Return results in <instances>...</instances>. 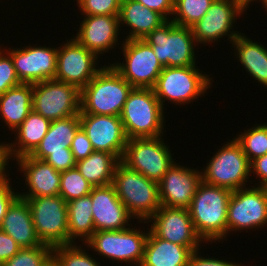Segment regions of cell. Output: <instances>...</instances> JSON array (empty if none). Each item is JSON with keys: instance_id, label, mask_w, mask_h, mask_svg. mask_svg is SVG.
Instances as JSON below:
<instances>
[{"instance_id": "cell-1", "label": "cell", "mask_w": 267, "mask_h": 266, "mask_svg": "<svg viewBox=\"0 0 267 266\" xmlns=\"http://www.w3.org/2000/svg\"><path fill=\"white\" fill-rule=\"evenodd\" d=\"M232 191L205 183L203 180L188 208L197 234L206 243L227 238V209Z\"/></svg>"}, {"instance_id": "cell-2", "label": "cell", "mask_w": 267, "mask_h": 266, "mask_svg": "<svg viewBox=\"0 0 267 266\" xmlns=\"http://www.w3.org/2000/svg\"><path fill=\"white\" fill-rule=\"evenodd\" d=\"M133 86L108 63L81 90L80 113L119 116Z\"/></svg>"}, {"instance_id": "cell-3", "label": "cell", "mask_w": 267, "mask_h": 266, "mask_svg": "<svg viewBox=\"0 0 267 266\" xmlns=\"http://www.w3.org/2000/svg\"><path fill=\"white\" fill-rule=\"evenodd\" d=\"M112 184L128 213L139 222H147L161 207L158 183L121 160L116 165Z\"/></svg>"}, {"instance_id": "cell-4", "label": "cell", "mask_w": 267, "mask_h": 266, "mask_svg": "<svg viewBox=\"0 0 267 266\" xmlns=\"http://www.w3.org/2000/svg\"><path fill=\"white\" fill-rule=\"evenodd\" d=\"M164 113L153 88L133 87L120 115L127 138L163 136Z\"/></svg>"}, {"instance_id": "cell-5", "label": "cell", "mask_w": 267, "mask_h": 266, "mask_svg": "<svg viewBox=\"0 0 267 266\" xmlns=\"http://www.w3.org/2000/svg\"><path fill=\"white\" fill-rule=\"evenodd\" d=\"M153 49L163 67L197 66L194 52L199 47L192 28L166 20L144 39ZM196 55V57H195Z\"/></svg>"}, {"instance_id": "cell-6", "label": "cell", "mask_w": 267, "mask_h": 266, "mask_svg": "<svg viewBox=\"0 0 267 266\" xmlns=\"http://www.w3.org/2000/svg\"><path fill=\"white\" fill-rule=\"evenodd\" d=\"M198 66L163 67L155 86V96L164 108L165 101L175 105L191 104L207 94L213 85L212 78ZM206 92V93H205Z\"/></svg>"}, {"instance_id": "cell-7", "label": "cell", "mask_w": 267, "mask_h": 266, "mask_svg": "<svg viewBox=\"0 0 267 266\" xmlns=\"http://www.w3.org/2000/svg\"><path fill=\"white\" fill-rule=\"evenodd\" d=\"M251 162L234 138L219 147L201 170L202 180L210 185L235 191L245 188L251 178Z\"/></svg>"}, {"instance_id": "cell-8", "label": "cell", "mask_w": 267, "mask_h": 266, "mask_svg": "<svg viewBox=\"0 0 267 266\" xmlns=\"http://www.w3.org/2000/svg\"><path fill=\"white\" fill-rule=\"evenodd\" d=\"M147 229L146 232L145 230L143 232L141 228L137 229L135 224V227L131 225L129 228L118 231H95L83 245L106 259L125 262L131 266H140L149 226Z\"/></svg>"}, {"instance_id": "cell-9", "label": "cell", "mask_w": 267, "mask_h": 266, "mask_svg": "<svg viewBox=\"0 0 267 266\" xmlns=\"http://www.w3.org/2000/svg\"><path fill=\"white\" fill-rule=\"evenodd\" d=\"M169 146L163 136L131 138L128 139L121 161L158 183L176 160Z\"/></svg>"}, {"instance_id": "cell-10", "label": "cell", "mask_w": 267, "mask_h": 266, "mask_svg": "<svg viewBox=\"0 0 267 266\" xmlns=\"http://www.w3.org/2000/svg\"><path fill=\"white\" fill-rule=\"evenodd\" d=\"M26 199L40 241L50 247L69 244L67 202L60 196Z\"/></svg>"}, {"instance_id": "cell-11", "label": "cell", "mask_w": 267, "mask_h": 266, "mask_svg": "<svg viewBox=\"0 0 267 266\" xmlns=\"http://www.w3.org/2000/svg\"><path fill=\"white\" fill-rule=\"evenodd\" d=\"M249 6L245 0H214L206 14L191 27L197 45L218 43L223 37H228L232 43L241 34V31L233 30L236 20Z\"/></svg>"}, {"instance_id": "cell-12", "label": "cell", "mask_w": 267, "mask_h": 266, "mask_svg": "<svg viewBox=\"0 0 267 266\" xmlns=\"http://www.w3.org/2000/svg\"><path fill=\"white\" fill-rule=\"evenodd\" d=\"M123 63L111 65L133 87L153 88L163 70L152 47L143 39L122 40Z\"/></svg>"}, {"instance_id": "cell-13", "label": "cell", "mask_w": 267, "mask_h": 266, "mask_svg": "<svg viewBox=\"0 0 267 266\" xmlns=\"http://www.w3.org/2000/svg\"><path fill=\"white\" fill-rule=\"evenodd\" d=\"M255 186L232 192L227 209V236L229 232L267 226V187Z\"/></svg>"}, {"instance_id": "cell-14", "label": "cell", "mask_w": 267, "mask_h": 266, "mask_svg": "<svg viewBox=\"0 0 267 266\" xmlns=\"http://www.w3.org/2000/svg\"><path fill=\"white\" fill-rule=\"evenodd\" d=\"M81 90L72 84L50 79L33 84L32 110L50 121L80 113Z\"/></svg>"}, {"instance_id": "cell-15", "label": "cell", "mask_w": 267, "mask_h": 266, "mask_svg": "<svg viewBox=\"0 0 267 266\" xmlns=\"http://www.w3.org/2000/svg\"><path fill=\"white\" fill-rule=\"evenodd\" d=\"M58 47L55 80L82 90L103 68L100 58L81 45L74 37ZM97 66V67H96Z\"/></svg>"}, {"instance_id": "cell-16", "label": "cell", "mask_w": 267, "mask_h": 266, "mask_svg": "<svg viewBox=\"0 0 267 266\" xmlns=\"http://www.w3.org/2000/svg\"><path fill=\"white\" fill-rule=\"evenodd\" d=\"M149 222L150 230L157 237L186 246L192 252L199 250L202 242L206 244L197 234L188 209L161 205L147 222L140 223Z\"/></svg>"}, {"instance_id": "cell-17", "label": "cell", "mask_w": 267, "mask_h": 266, "mask_svg": "<svg viewBox=\"0 0 267 266\" xmlns=\"http://www.w3.org/2000/svg\"><path fill=\"white\" fill-rule=\"evenodd\" d=\"M13 59L21 83L36 84L55 78L58 47L28 45L4 48Z\"/></svg>"}, {"instance_id": "cell-18", "label": "cell", "mask_w": 267, "mask_h": 266, "mask_svg": "<svg viewBox=\"0 0 267 266\" xmlns=\"http://www.w3.org/2000/svg\"><path fill=\"white\" fill-rule=\"evenodd\" d=\"M79 117L94 151L108 152L120 161L128 142L121 118L95 114H79Z\"/></svg>"}, {"instance_id": "cell-19", "label": "cell", "mask_w": 267, "mask_h": 266, "mask_svg": "<svg viewBox=\"0 0 267 266\" xmlns=\"http://www.w3.org/2000/svg\"><path fill=\"white\" fill-rule=\"evenodd\" d=\"M179 164L175 161L158 182L159 199L162 206L188 209L202 181V173Z\"/></svg>"}, {"instance_id": "cell-20", "label": "cell", "mask_w": 267, "mask_h": 266, "mask_svg": "<svg viewBox=\"0 0 267 266\" xmlns=\"http://www.w3.org/2000/svg\"><path fill=\"white\" fill-rule=\"evenodd\" d=\"M90 196L95 231H118L132 225L129 221L134 218L117 196L112 183L93 187Z\"/></svg>"}, {"instance_id": "cell-21", "label": "cell", "mask_w": 267, "mask_h": 266, "mask_svg": "<svg viewBox=\"0 0 267 266\" xmlns=\"http://www.w3.org/2000/svg\"><path fill=\"white\" fill-rule=\"evenodd\" d=\"M82 19L76 36L72 37L98 58L114 49L120 38L119 16L91 15Z\"/></svg>"}, {"instance_id": "cell-22", "label": "cell", "mask_w": 267, "mask_h": 266, "mask_svg": "<svg viewBox=\"0 0 267 266\" xmlns=\"http://www.w3.org/2000/svg\"><path fill=\"white\" fill-rule=\"evenodd\" d=\"M17 161L18 170L23 174L27 192H18L22 198L44 197L59 195L61 172L55 170L44 160L29 155L22 156Z\"/></svg>"}, {"instance_id": "cell-23", "label": "cell", "mask_w": 267, "mask_h": 266, "mask_svg": "<svg viewBox=\"0 0 267 266\" xmlns=\"http://www.w3.org/2000/svg\"><path fill=\"white\" fill-rule=\"evenodd\" d=\"M0 230L11 236L21 248L43 245L34 228L30 207L26 199L17 197L9 206Z\"/></svg>"}, {"instance_id": "cell-24", "label": "cell", "mask_w": 267, "mask_h": 266, "mask_svg": "<svg viewBox=\"0 0 267 266\" xmlns=\"http://www.w3.org/2000/svg\"><path fill=\"white\" fill-rule=\"evenodd\" d=\"M166 19L158 12L144 7L135 0H121L119 23L130 29L124 40L144 39L163 24Z\"/></svg>"}, {"instance_id": "cell-25", "label": "cell", "mask_w": 267, "mask_h": 266, "mask_svg": "<svg viewBox=\"0 0 267 266\" xmlns=\"http://www.w3.org/2000/svg\"><path fill=\"white\" fill-rule=\"evenodd\" d=\"M50 123V120L32 110L23 123L14 130L16 139L13 143L7 144L9 160L30 155L48 132Z\"/></svg>"}, {"instance_id": "cell-26", "label": "cell", "mask_w": 267, "mask_h": 266, "mask_svg": "<svg viewBox=\"0 0 267 266\" xmlns=\"http://www.w3.org/2000/svg\"><path fill=\"white\" fill-rule=\"evenodd\" d=\"M80 127L79 115L51 121L48 132L29 156L44 160L51 153L71 152L72 140Z\"/></svg>"}, {"instance_id": "cell-27", "label": "cell", "mask_w": 267, "mask_h": 266, "mask_svg": "<svg viewBox=\"0 0 267 266\" xmlns=\"http://www.w3.org/2000/svg\"><path fill=\"white\" fill-rule=\"evenodd\" d=\"M192 253L188 247L161 239L149 229L140 266H188Z\"/></svg>"}, {"instance_id": "cell-28", "label": "cell", "mask_w": 267, "mask_h": 266, "mask_svg": "<svg viewBox=\"0 0 267 266\" xmlns=\"http://www.w3.org/2000/svg\"><path fill=\"white\" fill-rule=\"evenodd\" d=\"M33 84L21 83L0 95V116L10 131L17 129L32 111Z\"/></svg>"}, {"instance_id": "cell-29", "label": "cell", "mask_w": 267, "mask_h": 266, "mask_svg": "<svg viewBox=\"0 0 267 266\" xmlns=\"http://www.w3.org/2000/svg\"><path fill=\"white\" fill-rule=\"evenodd\" d=\"M242 32L232 41V50L238 62L258 84L267 87V47L247 38Z\"/></svg>"}, {"instance_id": "cell-30", "label": "cell", "mask_w": 267, "mask_h": 266, "mask_svg": "<svg viewBox=\"0 0 267 266\" xmlns=\"http://www.w3.org/2000/svg\"><path fill=\"white\" fill-rule=\"evenodd\" d=\"M67 219L69 244L85 243L95 232L90 194L67 202Z\"/></svg>"}, {"instance_id": "cell-31", "label": "cell", "mask_w": 267, "mask_h": 266, "mask_svg": "<svg viewBox=\"0 0 267 266\" xmlns=\"http://www.w3.org/2000/svg\"><path fill=\"white\" fill-rule=\"evenodd\" d=\"M118 162L113 154L93 151L87 158L77 161L75 167L93 187H97L113 182Z\"/></svg>"}, {"instance_id": "cell-32", "label": "cell", "mask_w": 267, "mask_h": 266, "mask_svg": "<svg viewBox=\"0 0 267 266\" xmlns=\"http://www.w3.org/2000/svg\"><path fill=\"white\" fill-rule=\"evenodd\" d=\"M213 2L214 0H174L171 20L177 25L191 28L206 14Z\"/></svg>"}, {"instance_id": "cell-33", "label": "cell", "mask_w": 267, "mask_h": 266, "mask_svg": "<svg viewBox=\"0 0 267 266\" xmlns=\"http://www.w3.org/2000/svg\"><path fill=\"white\" fill-rule=\"evenodd\" d=\"M235 139L242 146L243 152L251 162L257 157L267 154V123H258L251 128L244 129Z\"/></svg>"}, {"instance_id": "cell-34", "label": "cell", "mask_w": 267, "mask_h": 266, "mask_svg": "<svg viewBox=\"0 0 267 266\" xmlns=\"http://www.w3.org/2000/svg\"><path fill=\"white\" fill-rule=\"evenodd\" d=\"M76 243L53 247L52 257L59 266H101V262ZM92 256V257H91Z\"/></svg>"}, {"instance_id": "cell-35", "label": "cell", "mask_w": 267, "mask_h": 266, "mask_svg": "<svg viewBox=\"0 0 267 266\" xmlns=\"http://www.w3.org/2000/svg\"><path fill=\"white\" fill-rule=\"evenodd\" d=\"M92 188L76 167L61 172L59 195L66 202L89 195Z\"/></svg>"}, {"instance_id": "cell-36", "label": "cell", "mask_w": 267, "mask_h": 266, "mask_svg": "<svg viewBox=\"0 0 267 266\" xmlns=\"http://www.w3.org/2000/svg\"><path fill=\"white\" fill-rule=\"evenodd\" d=\"M53 248L45 244L34 248H21L1 266H44L52 257Z\"/></svg>"}, {"instance_id": "cell-37", "label": "cell", "mask_w": 267, "mask_h": 266, "mask_svg": "<svg viewBox=\"0 0 267 266\" xmlns=\"http://www.w3.org/2000/svg\"><path fill=\"white\" fill-rule=\"evenodd\" d=\"M80 14L119 16L121 0H76Z\"/></svg>"}, {"instance_id": "cell-38", "label": "cell", "mask_w": 267, "mask_h": 266, "mask_svg": "<svg viewBox=\"0 0 267 266\" xmlns=\"http://www.w3.org/2000/svg\"><path fill=\"white\" fill-rule=\"evenodd\" d=\"M20 84L21 82L15 72L13 59L6 50L4 51L3 48H0V95Z\"/></svg>"}, {"instance_id": "cell-39", "label": "cell", "mask_w": 267, "mask_h": 266, "mask_svg": "<svg viewBox=\"0 0 267 266\" xmlns=\"http://www.w3.org/2000/svg\"><path fill=\"white\" fill-rule=\"evenodd\" d=\"M70 149L76 161L87 158L94 151L91 141L82 127L77 130Z\"/></svg>"}, {"instance_id": "cell-40", "label": "cell", "mask_w": 267, "mask_h": 266, "mask_svg": "<svg viewBox=\"0 0 267 266\" xmlns=\"http://www.w3.org/2000/svg\"><path fill=\"white\" fill-rule=\"evenodd\" d=\"M8 176L10 175L8 174L4 178L0 179V225L9 206L18 197V191H14V188L10 185L11 178Z\"/></svg>"}, {"instance_id": "cell-41", "label": "cell", "mask_w": 267, "mask_h": 266, "mask_svg": "<svg viewBox=\"0 0 267 266\" xmlns=\"http://www.w3.org/2000/svg\"><path fill=\"white\" fill-rule=\"evenodd\" d=\"M44 161L50 164L55 170L63 172L75 168L76 160L72 152L49 154Z\"/></svg>"}, {"instance_id": "cell-42", "label": "cell", "mask_w": 267, "mask_h": 266, "mask_svg": "<svg viewBox=\"0 0 267 266\" xmlns=\"http://www.w3.org/2000/svg\"><path fill=\"white\" fill-rule=\"evenodd\" d=\"M20 249L21 247L11 236L0 230V266L11 259Z\"/></svg>"}, {"instance_id": "cell-43", "label": "cell", "mask_w": 267, "mask_h": 266, "mask_svg": "<svg viewBox=\"0 0 267 266\" xmlns=\"http://www.w3.org/2000/svg\"><path fill=\"white\" fill-rule=\"evenodd\" d=\"M200 250L193 252L190 256L188 266H243V264H238L225 259H218L214 257H203L199 253Z\"/></svg>"}, {"instance_id": "cell-44", "label": "cell", "mask_w": 267, "mask_h": 266, "mask_svg": "<svg viewBox=\"0 0 267 266\" xmlns=\"http://www.w3.org/2000/svg\"><path fill=\"white\" fill-rule=\"evenodd\" d=\"M144 7L161 14L166 20H171L174 11V0H135ZM170 16V18H169Z\"/></svg>"}, {"instance_id": "cell-45", "label": "cell", "mask_w": 267, "mask_h": 266, "mask_svg": "<svg viewBox=\"0 0 267 266\" xmlns=\"http://www.w3.org/2000/svg\"><path fill=\"white\" fill-rule=\"evenodd\" d=\"M251 173L259 181L257 186L267 187V154L257 157L250 164ZM259 178V179H258Z\"/></svg>"}, {"instance_id": "cell-46", "label": "cell", "mask_w": 267, "mask_h": 266, "mask_svg": "<svg viewBox=\"0 0 267 266\" xmlns=\"http://www.w3.org/2000/svg\"><path fill=\"white\" fill-rule=\"evenodd\" d=\"M8 163L9 157L7 154V142L5 141L4 143H0V179L7 176L8 172L6 169L8 165L10 166Z\"/></svg>"}, {"instance_id": "cell-47", "label": "cell", "mask_w": 267, "mask_h": 266, "mask_svg": "<svg viewBox=\"0 0 267 266\" xmlns=\"http://www.w3.org/2000/svg\"><path fill=\"white\" fill-rule=\"evenodd\" d=\"M44 266H59V264L51 257Z\"/></svg>"}, {"instance_id": "cell-48", "label": "cell", "mask_w": 267, "mask_h": 266, "mask_svg": "<svg viewBox=\"0 0 267 266\" xmlns=\"http://www.w3.org/2000/svg\"><path fill=\"white\" fill-rule=\"evenodd\" d=\"M261 2L262 4L261 5H263L264 7L263 8H265L266 10L265 11H267V0H252V2L254 3V2Z\"/></svg>"}, {"instance_id": "cell-49", "label": "cell", "mask_w": 267, "mask_h": 266, "mask_svg": "<svg viewBox=\"0 0 267 266\" xmlns=\"http://www.w3.org/2000/svg\"><path fill=\"white\" fill-rule=\"evenodd\" d=\"M249 5H251L252 0H245Z\"/></svg>"}]
</instances>
